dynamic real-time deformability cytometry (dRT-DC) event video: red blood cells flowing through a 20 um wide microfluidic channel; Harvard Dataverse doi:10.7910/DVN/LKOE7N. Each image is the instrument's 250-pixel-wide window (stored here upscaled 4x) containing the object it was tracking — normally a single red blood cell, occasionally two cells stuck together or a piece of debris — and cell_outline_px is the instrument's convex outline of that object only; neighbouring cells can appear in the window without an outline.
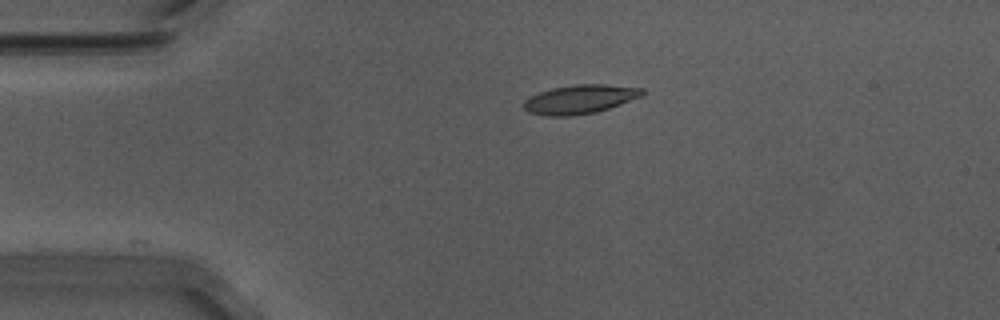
{"species": "Egyptian fruit bat (a non-hibernating species)", "species_latin": "Rousettus aegyptiacus", "temperature_condition": "warm", "stored_images_in_passage": 13, "camera_frame_rate_fps": 3000, "um_per_image_px": 0.085, "animal": {"sex": "male"}, "frame": {"image": 1, "passage_image": 1, "time_ms": 0.0, "image_size_px": [1000, 320], "cell_outline_px": [[644, 96], [596, 112], [572, 116], [548, 116], [528, 112], [524, 108], [524, 100], [540, 92], [552, 88], [576, 84], [604, 84], [644, 88]], "centroid_in_image_um": [49.32, 8.43], "position_along_channel_um": 35.7, "area_um2": 19.94}}
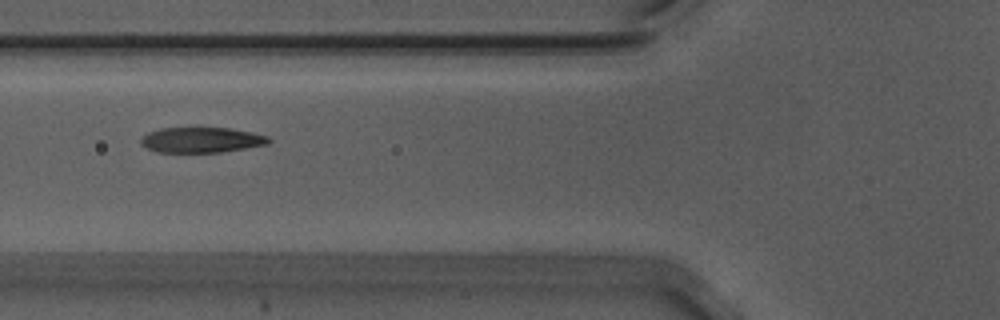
{"frame": {"image": 2, "passage_image": 10, "time_ms": 3.0, "image_size_px": [1000, 320], "cell_outline_px": [[272, 140], [268, 144], [220, 152], [156, 152], [140, 144], [140, 136], [148, 132], [160, 128], [196, 124], [228, 128], [252, 132], [268, 136]], "centroid_in_image_um": [17.06, 11.83], "position_along_channel_um": 108.7, "area_um2": 19.88}}
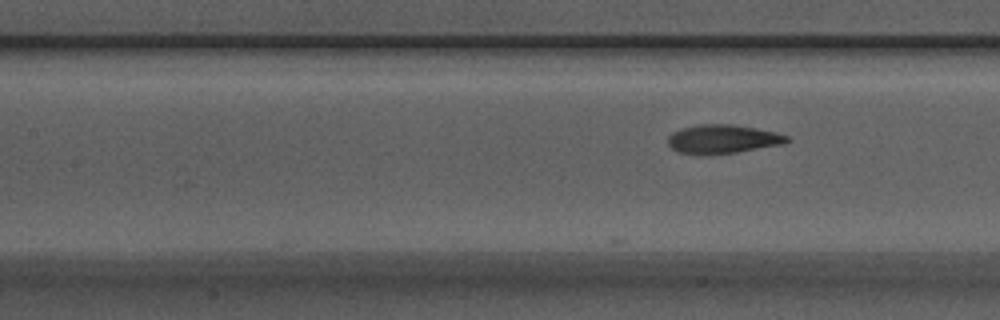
{"frame": {"image": 3, "passage_image": 13, "time_ms": 4.0, "image_size_px": [1000, 320], "cell_outline_px": [[792, 140], [784, 144], [736, 152], [676, 152], [668, 144], [668, 136], [672, 132], [680, 128], [700, 124], [732, 124], [756, 128], [776, 132], [788, 136]], "centroid_in_image_um": [61.47, 11.78], "position_along_channel_um": 145.9, "area_um2": 19.48}}